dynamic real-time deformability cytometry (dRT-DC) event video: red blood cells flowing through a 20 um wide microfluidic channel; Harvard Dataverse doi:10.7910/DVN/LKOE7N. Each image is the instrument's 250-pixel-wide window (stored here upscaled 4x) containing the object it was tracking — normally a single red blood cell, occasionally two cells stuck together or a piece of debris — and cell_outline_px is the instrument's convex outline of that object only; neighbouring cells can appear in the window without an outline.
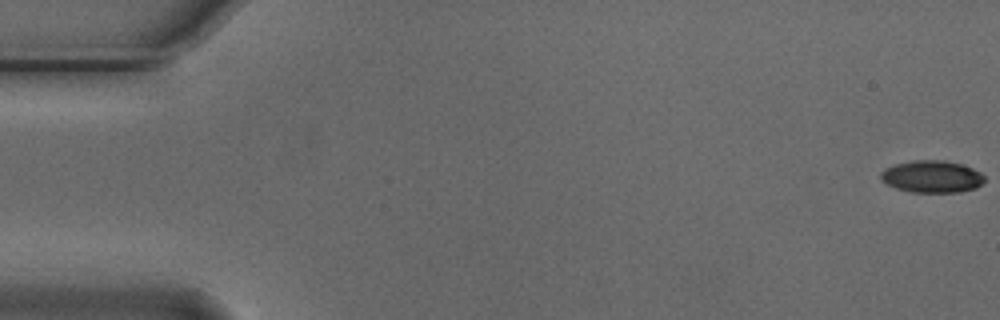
{"species": "Egyptian fruit bat (a non-hibernating species)", "species_latin": "Rousettus aegyptiacus", "temperature_condition": "cold", "stored_images_in_passage": 5, "camera_frame_rate_fps": 3000, "um_per_image_px": 0.085, "animal": {"sex": "male"}, "frame": {"image": 1, "passage_image": 1, "time_ms": 0.0, "image_size_px": [1000, 320], "cell_outline_px": [[984, 180], [976, 188], [960, 192], [912, 192], [896, 188], [880, 180], [880, 172], [884, 168], [896, 164], [912, 160], [944, 160], [960, 164], [972, 168], [980, 172], [984, 176]], "centroid_in_image_um": [79.19, 15.01], "position_along_channel_um": 5.8, "area_um2": 19.42}}
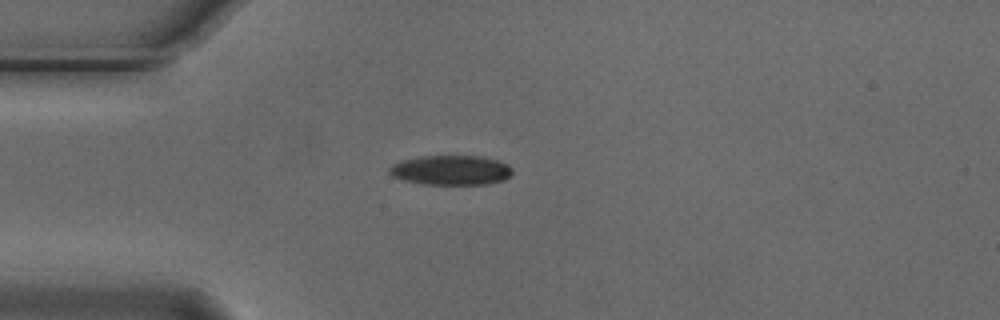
{"frame": {"image": 2, "passage_image": 5, "time_ms": 1.333, "image_size_px": [1000, 320], "cell_outline_px": [[512, 172], [504, 180], [488, 184], [424, 184], [404, 180], [392, 176], [388, 172], [388, 168], [392, 164], [400, 160], [420, 156], [480, 156], [496, 160], [508, 164], [512, 168]], "centroid_in_image_um": [38.3, 14.46], "position_along_channel_um": 46.7, "area_um2": 21.33}}